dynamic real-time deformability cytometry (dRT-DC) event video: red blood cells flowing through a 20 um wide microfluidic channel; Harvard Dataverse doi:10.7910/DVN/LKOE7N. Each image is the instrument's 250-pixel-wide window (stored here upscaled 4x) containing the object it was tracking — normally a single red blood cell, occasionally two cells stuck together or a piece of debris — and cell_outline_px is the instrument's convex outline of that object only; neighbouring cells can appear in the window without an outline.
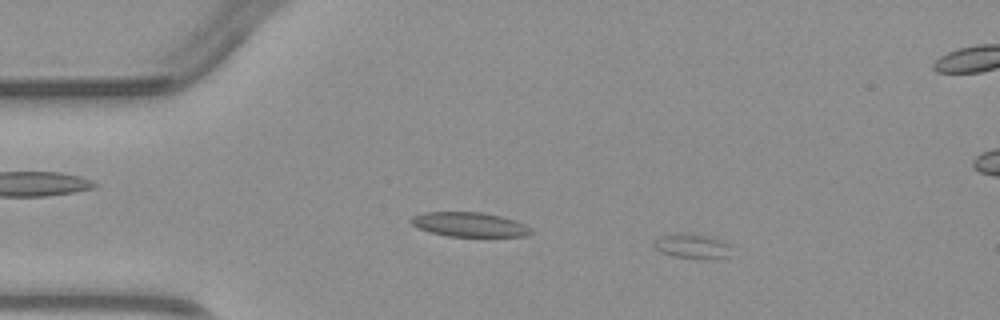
{"species": "common noctule bat (a hibernating species)", "species_latin": "Nyctalus noctula", "temperature_condition": "warm", "stored_images_in_passage": 4, "camera_frame_rate_fps": 3000, "um_per_image_px": 0.085, "animal": {"sex": "male", "body_mass_g": 23.1, "forearm_length_mm": 52.7}, "frame": {"image": 1, "passage_image": 2, "time_ms": 1.0, "image_size_px": [1000, 320], "cell_outline_px": [[728, 256], [712, 260], [704, 260], [672, 256], [660, 252], [652, 244], [652, 240], [660, 236], [712, 236], [724, 240], [728, 244]], "centroid_in_image_um": [58.85, 20.99], "position_along_channel_um": 26.2, "area_um2": 10.81}}